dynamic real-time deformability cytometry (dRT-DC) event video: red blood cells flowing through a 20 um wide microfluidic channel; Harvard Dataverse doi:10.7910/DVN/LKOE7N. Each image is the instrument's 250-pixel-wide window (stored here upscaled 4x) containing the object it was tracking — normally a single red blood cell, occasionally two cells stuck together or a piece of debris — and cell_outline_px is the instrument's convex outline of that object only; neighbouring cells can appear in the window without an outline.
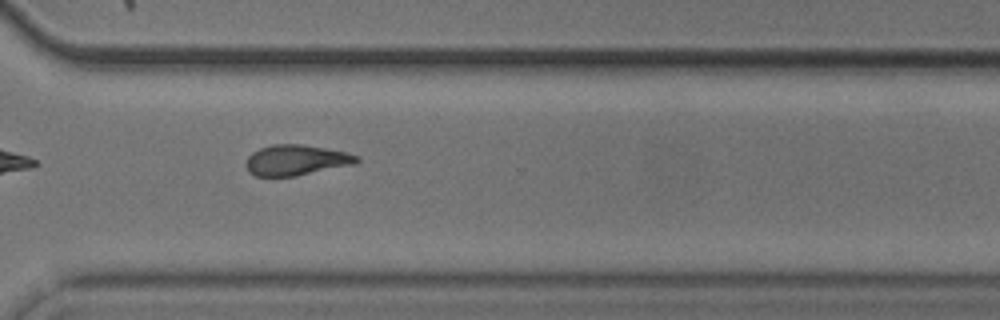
{"species": "common noctule bat (a hibernating species)", "species_latin": "Nyctalus noctula", "temperature_condition": "cold", "stored_images_in_passage": 14, "camera_frame_rate_fps": 3000, "um_per_image_px": 0.085, "animal": {"sex": "male", "body_mass_g": 20.5, "forearm_length_mm": 52.5}, "frame": {"image": 1, "passage_image": 11, "time_ms": 3.333, "image_size_px": [1000, 320], "cell_outline_px": [[360, 160], [356, 164], [296, 176], [256, 176], [248, 172], [244, 164], [248, 156], [252, 152], [260, 148], [272, 144], [300, 144], [348, 152], [360, 156]], "centroid_in_image_um": [25.18, 13.61], "position_along_channel_um": 345.4, "area_um2": 19.94}}